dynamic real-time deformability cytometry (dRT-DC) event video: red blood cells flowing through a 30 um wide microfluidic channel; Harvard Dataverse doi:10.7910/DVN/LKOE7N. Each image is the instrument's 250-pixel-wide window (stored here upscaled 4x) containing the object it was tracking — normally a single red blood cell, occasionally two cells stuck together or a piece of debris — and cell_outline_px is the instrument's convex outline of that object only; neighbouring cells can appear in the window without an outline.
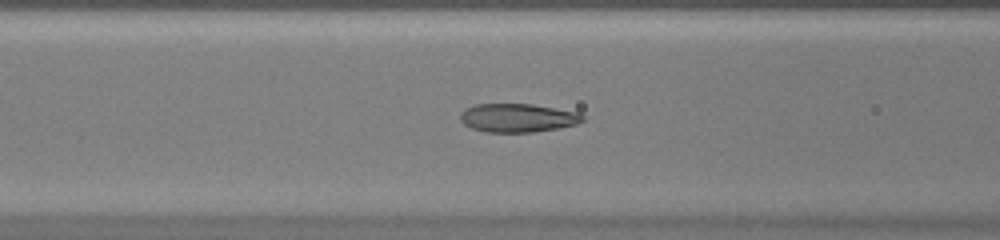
{"species": "common noctule bat (a hibernating species)", "species_latin": "Nyctalus noctula", "temperature_condition": "warm", "stored_images_in_passage": 53, "camera_frame_rate_fps": 3000, "um_per_image_px": 0.085, "animal": {"sex": "female", "body_mass_g": 20.0, "forearm_length_mm": 54.0}, "frame": {"image": 1, "passage_image": 23, "time_ms": 7.333, "image_size_px": [1000, 240], "cell_outline_px": [[584, 120], [576, 124], [560, 128], [532, 132], [484, 132], [472, 128], [464, 124], [460, 120], [460, 112], [464, 108], [476, 104], [532, 104], [580, 112], [584, 116]], "centroid_in_image_um": [44.0, 10.01], "position_along_channel_um": 122.6, "area_um2": 20.58}}
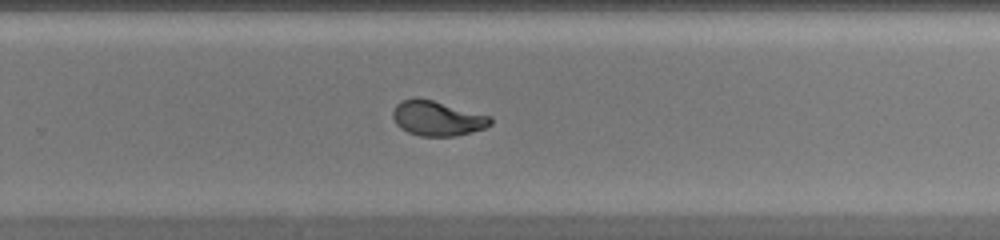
{"frame": {"image": 2, "passage_image": 36, "time_ms": 11.667, "image_size_px": [1000, 240], "cell_outline_px": [[492, 124], [484, 128], [472, 132], [456, 136], [420, 136], [408, 132], [400, 128], [396, 124], [392, 116], [392, 112], [396, 104], [400, 100], [416, 96], [432, 100], [492, 116]], "centroid_in_image_um": [37.15, 10.05], "position_along_channel_um": 292.7, "area_um2": 20.11}}
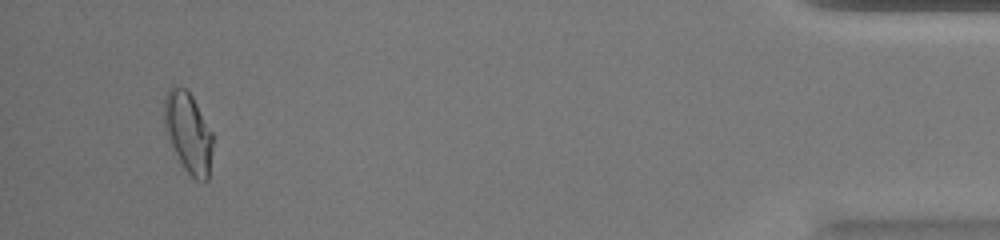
{"frame": {"image": 3, "passage_image": 51, "time_ms": 16.667, "image_size_px": [1000, 240], "cell_outline_px": [[212, 148], [208, 180], [196, 180], [180, 164], [164, 128], [164, 96], [168, 88], [184, 88], [192, 96], [212, 132]], "centroid_in_image_um": [15.99, 11.27], "position_along_channel_um": 419.2, "area_um2": 22.48}, "authors_computed_cell_mechanics": {"area_um2": 20.808, "velocity_mm_per_s": 3.9267, "shape_relaxation_time_tau1_ms": 5.4898, "shape_relaxation_time_tau2_ms": null, "deformation_change_tau1": 0.2039, "deformation_change_tau2": null}}